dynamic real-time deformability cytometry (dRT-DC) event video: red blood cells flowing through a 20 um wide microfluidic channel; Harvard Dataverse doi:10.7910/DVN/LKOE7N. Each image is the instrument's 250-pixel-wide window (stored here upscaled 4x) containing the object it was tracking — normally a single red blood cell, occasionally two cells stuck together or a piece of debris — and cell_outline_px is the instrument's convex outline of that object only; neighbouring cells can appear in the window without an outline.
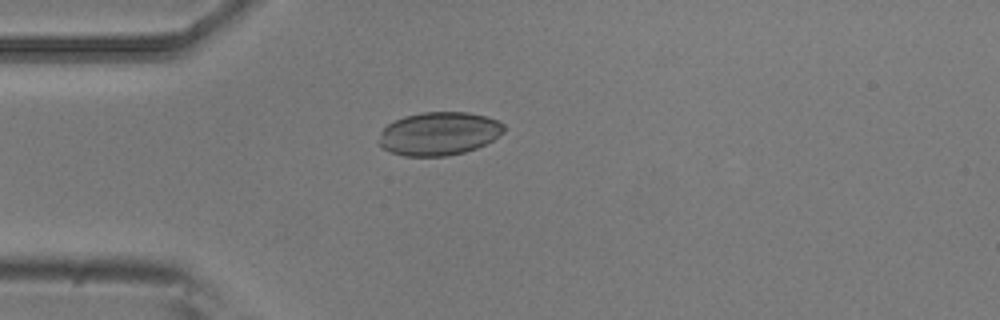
{"species": "common noctule bat (a hibernating species)", "species_latin": "Nyctalus noctula", "temperature_condition": "room temperature", "stored_images_in_passage": 4, "camera_frame_rate_fps": 3000, "um_per_image_px": 0.085, "animal": {"sex": "male", "body_mass_g": 20.5, "forearm_length_mm": 52.5}, "frame": {"image": 1, "passage_image": 4, "time_ms": 1.0, "image_size_px": [1000, 320], "cell_outline_px": [[508, 128], [504, 132], [492, 140], [476, 148], [464, 152], [448, 156], [404, 156], [392, 152], [384, 148], [380, 144], [380, 132], [388, 124], [404, 116], [424, 112], [468, 112], [484, 116], [496, 120], [504, 124]], "centroid_in_image_um": [37.34, 11.35], "position_along_channel_um": 47.7, "area_um2": 31.39}}